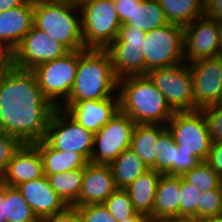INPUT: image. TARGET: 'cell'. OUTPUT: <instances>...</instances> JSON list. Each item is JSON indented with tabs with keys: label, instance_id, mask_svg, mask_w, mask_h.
<instances>
[{
	"label": "cell",
	"instance_id": "cell-1",
	"mask_svg": "<svg viewBox=\"0 0 222 222\" xmlns=\"http://www.w3.org/2000/svg\"><path fill=\"white\" fill-rule=\"evenodd\" d=\"M56 107L46 99L34 72L13 66L0 74V130L23 144L45 138Z\"/></svg>",
	"mask_w": 222,
	"mask_h": 222
},
{
	"label": "cell",
	"instance_id": "cell-2",
	"mask_svg": "<svg viewBox=\"0 0 222 222\" xmlns=\"http://www.w3.org/2000/svg\"><path fill=\"white\" fill-rule=\"evenodd\" d=\"M117 93L120 111L136 124L167 125L174 114L147 74L118 79Z\"/></svg>",
	"mask_w": 222,
	"mask_h": 222
},
{
	"label": "cell",
	"instance_id": "cell-3",
	"mask_svg": "<svg viewBox=\"0 0 222 222\" xmlns=\"http://www.w3.org/2000/svg\"><path fill=\"white\" fill-rule=\"evenodd\" d=\"M118 92V78L106 50H79V63L69 98L63 104L84 100H102Z\"/></svg>",
	"mask_w": 222,
	"mask_h": 222
},
{
	"label": "cell",
	"instance_id": "cell-4",
	"mask_svg": "<svg viewBox=\"0 0 222 222\" xmlns=\"http://www.w3.org/2000/svg\"><path fill=\"white\" fill-rule=\"evenodd\" d=\"M33 26L69 51L85 49L78 0H34Z\"/></svg>",
	"mask_w": 222,
	"mask_h": 222
},
{
	"label": "cell",
	"instance_id": "cell-5",
	"mask_svg": "<svg viewBox=\"0 0 222 222\" xmlns=\"http://www.w3.org/2000/svg\"><path fill=\"white\" fill-rule=\"evenodd\" d=\"M85 49L106 50L122 25L114 0H78Z\"/></svg>",
	"mask_w": 222,
	"mask_h": 222
},
{
	"label": "cell",
	"instance_id": "cell-6",
	"mask_svg": "<svg viewBox=\"0 0 222 222\" xmlns=\"http://www.w3.org/2000/svg\"><path fill=\"white\" fill-rule=\"evenodd\" d=\"M142 53L145 74L156 68L184 62V27L168 23L146 32Z\"/></svg>",
	"mask_w": 222,
	"mask_h": 222
},
{
	"label": "cell",
	"instance_id": "cell-7",
	"mask_svg": "<svg viewBox=\"0 0 222 222\" xmlns=\"http://www.w3.org/2000/svg\"><path fill=\"white\" fill-rule=\"evenodd\" d=\"M79 63V50L69 51L61 58L40 64L32 69L43 96L55 107L68 98Z\"/></svg>",
	"mask_w": 222,
	"mask_h": 222
},
{
	"label": "cell",
	"instance_id": "cell-8",
	"mask_svg": "<svg viewBox=\"0 0 222 222\" xmlns=\"http://www.w3.org/2000/svg\"><path fill=\"white\" fill-rule=\"evenodd\" d=\"M166 126L178 149L191 152L200 161H207L212 140L202 110L174 112Z\"/></svg>",
	"mask_w": 222,
	"mask_h": 222
},
{
	"label": "cell",
	"instance_id": "cell-9",
	"mask_svg": "<svg viewBox=\"0 0 222 222\" xmlns=\"http://www.w3.org/2000/svg\"><path fill=\"white\" fill-rule=\"evenodd\" d=\"M94 135L64 109L56 107L50 118L44 140L58 151L80 153L90 162Z\"/></svg>",
	"mask_w": 222,
	"mask_h": 222
},
{
	"label": "cell",
	"instance_id": "cell-10",
	"mask_svg": "<svg viewBox=\"0 0 222 222\" xmlns=\"http://www.w3.org/2000/svg\"><path fill=\"white\" fill-rule=\"evenodd\" d=\"M147 75L174 112L194 111L193 77L188 63L156 68Z\"/></svg>",
	"mask_w": 222,
	"mask_h": 222
},
{
	"label": "cell",
	"instance_id": "cell-11",
	"mask_svg": "<svg viewBox=\"0 0 222 222\" xmlns=\"http://www.w3.org/2000/svg\"><path fill=\"white\" fill-rule=\"evenodd\" d=\"M135 122L120 110L94 135L90 162L110 165L125 149L130 148Z\"/></svg>",
	"mask_w": 222,
	"mask_h": 222
},
{
	"label": "cell",
	"instance_id": "cell-12",
	"mask_svg": "<svg viewBox=\"0 0 222 222\" xmlns=\"http://www.w3.org/2000/svg\"><path fill=\"white\" fill-rule=\"evenodd\" d=\"M193 77L194 111L222 103V55L189 64Z\"/></svg>",
	"mask_w": 222,
	"mask_h": 222
},
{
	"label": "cell",
	"instance_id": "cell-13",
	"mask_svg": "<svg viewBox=\"0 0 222 222\" xmlns=\"http://www.w3.org/2000/svg\"><path fill=\"white\" fill-rule=\"evenodd\" d=\"M69 50L57 40L34 26L14 49V66L30 69L63 57Z\"/></svg>",
	"mask_w": 222,
	"mask_h": 222
},
{
	"label": "cell",
	"instance_id": "cell-14",
	"mask_svg": "<svg viewBox=\"0 0 222 222\" xmlns=\"http://www.w3.org/2000/svg\"><path fill=\"white\" fill-rule=\"evenodd\" d=\"M222 55L218 28L214 19L205 16L184 26V62Z\"/></svg>",
	"mask_w": 222,
	"mask_h": 222
},
{
	"label": "cell",
	"instance_id": "cell-15",
	"mask_svg": "<svg viewBox=\"0 0 222 222\" xmlns=\"http://www.w3.org/2000/svg\"><path fill=\"white\" fill-rule=\"evenodd\" d=\"M64 109L81 126L97 133L120 110L119 96L114 95L102 100H84L75 104H62Z\"/></svg>",
	"mask_w": 222,
	"mask_h": 222
},
{
	"label": "cell",
	"instance_id": "cell-16",
	"mask_svg": "<svg viewBox=\"0 0 222 222\" xmlns=\"http://www.w3.org/2000/svg\"><path fill=\"white\" fill-rule=\"evenodd\" d=\"M42 222L45 218L64 211L68 205L53 190L46 175L21 183L16 187Z\"/></svg>",
	"mask_w": 222,
	"mask_h": 222
},
{
	"label": "cell",
	"instance_id": "cell-17",
	"mask_svg": "<svg viewBox=\"0 0 222 222\" xmlns=\"http://www.w3.org/2000/svg\"><path fill=\"white\" fill-rule=\"evenodd\" d=\"M42 176L43 162L37 147L34 144H22L14 153L1 178L4 185L17 187Z\"/></svg>",
	"mask_w": 222,
	"mask_h": 222
},
{
	"label": "cell",
	"instance_id": "cell-18",
	"mask_svg": "<svg viewBox=\"0 0 222 222\" xmlns=\"http://www.w3.org/2000/svg\"><path fill=\"white\" fill-rule=\"evenodd\" d=\"M116 189L110 165L89 162L84 168L82 188L75 206L104 203Z\"/></svg>",
	"mask_w": 222,
	"mask_h": 222
},
{
	"label": "cell",
	"instance_id": "cell-19",
	"mask_svg": "<svg viewBox=\"0 0 222 222\" xmlns=\"http://www.w3.org/2000/svg\"><path fill=\"white\" fill-rule=\"evenodd\" d=\"M34 24V0L0 13V40L13 50Z\"/></svg>",
	"mask_w": 222,
	"mask_h": 222
},
{
	"label": "cell",
	"instance_id": "cell-20",
	"mask_svg": "<svg viewBox=\"0 0 222 222\" xmlns=\"http://www.w3.org/2000/svg\"><path fill=\"white\" fill-rule=\"evenodd\" d=\"M181 176L162 174L156 189L152 221L179 218Z\"/></svg>",
	"mask_w": 222,
	"mask_h": 222
},
{
	"label": "cell",
	"instance_id": "cell-21",
	"mask_svg": "<svg viewBox=\"0 0 222 222\" xmlns=\"http://www.w3.org/2000/svg\"><path fill=\"white\" fill-rule=\"evenodd\" d=\"M118 79L126 76L145 75V58L142 45L110 44L106 49Z\"/></svg>",
	"mask_w": 222,
	"mask_h": 222
},
{
	"label": "cell",
	"instance_id": "cell-22",
	"mask_svg": "<svg viewBox=\"0 0 222 222\" xmlns=\"http://www.w3.org/2000/svg\"><path fill=\"white\" fill-rule=\"evenodd\" d=\"M167 128L161 124H135L130 149L149 169L156 171L159 135Z\"/></svg>",
	"mask_w": 222,
	"mask_h": 222
},
{
	"label": "cell",
	"instance_id": "cell-23",
	"mask_svg": "<svg viewBox=\"0 0 222 222\" xmlns=\"http://www.w3.org/2000/svg\"><path fill=\"white\" fill-rule=\"evenodd\" d=\"M162 173L149 169L135 181L124 188L134 209L152 220V210L155 203L156 189Z\"/></svg>",
	"mask_w": 222,
	"mask_h": 222
},
{
	"label": "cell",
	"instance_id": "cell-24",
	"mask_svg": "<svg viewBox=\"0 0 222 222\" xmlns=\"http://www.w3.org/2000/svg\"><path fill=\"white\" fill-rule=\"evenodd\" d=\"M42 158L44 175L59 174L85 168L89 161L80 153L63 152L52 148L44 139L33 143Z\"/></svg>",
	"mask_w": 222,
	"mask_h": 222
},
{
	"label": "cell",
	"instance_id": "cell-25",
	"mask_svg": "<svg viewBox=\"0 0 222 222\" xmlns=\"http://www.w3.org/2000/svg\"><path fill=\"white\" fill-rule=\"evenodd\" d=\"M114 182L117 188H126L149 168L128 148L125 149L111 164Z\"/></svg>",
	"mask_w": 222,
	"mask_h": 222
},
{
	"label": "cell",
	"instance_id": "cell-26",
	"mask_svg": "<svg viewBox=\"0 0 222 222\" xmlns=\"http://www.w3.org/2000/svg\"><path fill=\"white\" fill-rule=\"evenodd\" d=\"M168 23L181 26L204 16V0H158Z\"/></svg>",
	"mask_w": 222,
	"mask_h": 222
},
{
	"label": "cell",
	"instance_id": "cell-27",
	"mask_svg": "<svg viewBox=\"0 0 222 222\" xmlns=\"http://www.w3.org/2000/svg\"><path fill=\"white\" fill-rule=\"evenodd\" d=\"M84 168L46 175L53 190L68 206H75L82 188Z\"/></svg>",
	"mask_w": 222,
	"mask_h": 222
},
{
	"label": "cell",
	"instance_id": "cell-28",
	"mask_svg": "<svg viewBox=\"0 0 222 222\" xmlns=\"http://www.w3.org/2000/svg\"><path fill=\"white\" fill-rule=\"evenodd\" d=\"M168 24L158 0H141L125 25L134 26L145 33Z\"/></svg>",
	"mask_w": 222,
	"mask_h": 222
},
{
	"label": "cell",
	"instance_id": "cell-29",
	"mask_svg": "<svg viewBox=\"0 0 222 222\" xmlns=\"http://www.w3.org/2000/svg\"><path fill=\"white\" fill-rule=\"evenodd\" d=\"M4 215L6 222H41L16 187L5 185Z\"/></svg>",
	"mask_w": 222,
	"mask_h": 222
},
{
	"label": "cell",
	"instance_id": "cell-30",
	"mask_svg": "<svg viewBox=\"0 0 222 222\" xmlns=\"http://www.w3.org/2000/svg\"><path fill=\"white\" fill-rule=\"evenodd\" d=\"M181 177L191 186L197 187L200 192L217 189L222 185V178L213 170L207 161H201Z\"/></svg>",
	"mask_w": 222,
	"mask_h": 222
},
{
	"label": "cell",
	"instance_id": "cell-31",
	"mask_svg": "<svg viewBox=\"0 0 222 222\" xmlns=\"http://www.w3.org/2000/svg\"><path fill=\"white\" fill-rule=\"evenodd\" d=\"M176 151H178L177 144L172 133L166 128L158 139L156 172L165 174L175 164Z\"/></svg>",
	"mask_w": 222,
	"mask_h": 222
},
{
	"label": "cell",
	"instance_id": "cell-32",
	"mask_svg": "<svg viewBox=\"0 0 222 222\" xmlns=\"http://www.w3.org/2000/svg\"><path fill=\"white\" fill-rule=\"evenodd\" d=\"M111 215L117 222L126 220L134 216L137 211L132 205L127 191L123 188H117L104 202Z\"/></svg>",
	"mask_w": 222,
	"mask_h": 222
},
{
	"label": "cell",
	"instance_id": "cell-33",
	"mask_svg": "<svg viewBox=\"0 0 222 222\" xmlns=\"http://www.w3.org/2000/svg\"><path fill=\"white\" fill-rule=\"evenodd\" d=\"M222 214V185L217 189H211L200 193L197 204V219L202 220L210 216Z\"/></svg>",
	"mask_w": 222,
	"mask_h": 222
},
{
	"label": "cell",
	"instance_id": "cell-34",
	"mask_svg": "<svg viewBox=\"0 0 222 222\" xmlns=\"http://www.w3.org/2000/svg\"><path fill=\"white\" fill-rule=\"evenodd\" d=\"M200 193L197 187L191 186L181 177L179 218L197 219V204H199Z\"/></svg>",
	"mask_w": 222,
	"mask_h": 222
},
{
	"label": "cell",
	"instance_id": "cell-35",
	"mask_svg": "<svg viewBox=\"0 0 222 222\" xmlns=\"http://www.w3.org/2000/svg\"><path fill=\"white\" fill-rule=\"evenodd\" d=\"M80 222H117L104 203L74 206Z\"/></svg>",
	"mask_w": 222,
	"mask_h": 222
},
{
	"label": "cell",
	"instance_id": "cell-36",
	"mask_svg": "<svg viewBox=\"0 0 222 222\" xmlns=\"http://www.w3.org/2000/svg\"><path fill=\"white\" fill-rule=\"evenodd\" d=\"M22 144L17 137L0 130V177L4 174L8 163Z\"/></svg>",
	"mask_w": 222,
	"mask_h": 222
},
{
	"label": "cell",
	"instance_id": "cell-37",
	"mask_svg": "<svg viewBox=\"0 0 222 222\" xmlns=\"http://www.w3.org/2000/svg\"><path fill=\"white\" fill-rule=\"evenodd\" d=\"M209 127L212 142L222 141V103L202 109Z\"/></svg>",
	"mask_w": 222,
	"mask_h": 222
},
{
	"label": "cell",
	"instance_id": "cell-38",
	"mask_svg": "<svg viewBox=\"0 0 222 222\" xmlns=\"http://www.w3.org/2000/svg\"><path fill=\"white\" fill-rule=\"evenodd\" d=\"M201 161L191 152L178 149L175 156V164L165 173L166 175L182 176L187 171L193 169Z\"/></svg>",
	"mask_w": 222,
	"mask_h": 222
},
{
	"label": "cell",
	"instance_id": "cell-39",
	"mask_svg": "<svg viewBox=\"0 0 222 222\" xmlns=\"http://www.w3.org/2000/svg\"><path fill=\"white\" fill-rule=\"evenodd\" d=\"M146 33L134 26L121 25L117 38L111 44H135L142 45L145 41Z\"/></svg>",
	"mask_w": 222,
	"mask_h": 222
},
{
	"label": "cell",
	"instance_id": "cell-40",
	"mask_svg": "<svg viewBox=\"0 0 222 222\" xmlns=\"http://www.w3.org/2000/svg\"><path fill=\"white\" fill-rule=\"evenodd\" d=\"M141 0H114L117 15L122 25L131 20L132 11L138 6Z\"/></svg>",
	"mask_w": 222,
	"mask_h": 222
},
{
	"label": "cell",
	"instance_id": "cell-41",
	"mask_svg": "<svg viewBox=\"0 0 222 222\" xmlns=\"http://www.w3.org/2000/svg\"><path fill=\"white\" fill-rule=\"evenodd\" d=\"M207 162L213 170L222 178V141L212 142Z\"/></svg>",
	"mask_w": 222,
	"mask_h": 222
},
{
	"label": "cell",
	"instance_id": "cell-42",
	"mask_svg": "<svg viewBox=\"0 0 222 222\" xmlns=\"http://www.w3.org/2000/svg\"><path fill=\"white\" fill-rule=\"evenodd\" d=\"M14 66V50L0 40V74Z\"/></svg>",
	"mask_w": 222,
	"mask_h": 222
},
{
	"label": "cell",
	"instance_id": "cell-43",
	"mask_svg": "<svg viewBox=\"0 0 222 222\" xmlns=\"http://www.w3.org/2000/svg\"><path fill=\"white\" fill-rule=\"evenodd\" d=\"M42 222H80L76 207L68 206L64 211L45 218Z\"/></svg>",
	"mask_w": 222,
	"mask_h": 222
},
{
	"label": "cell",
	"instance_id": "cell-44",
	"mask_svg": "<svg viewBox=\"0 0 222 222\" xmlns=\"http://www.w3.org/2000/svg\"><path fill=\"white\" fill-rule=\"evenodd\" d=\"M204 16L211 19L222 18V0H204Z\"/></svg>",
	"mask_w": 222,
	"mask_h": 222
},
{
	"label": "cell",
	"instance_id": "cell-45",
	"mask_svg": "<svg viewBox=\"0 0 222 222\" xmlns=\"http://www.w3.org/2000/svg\"><path fill=\"white\" fill-rule=\"evenodd\" d=\"M27 0H0V13L23 5Z\"/></svg>",
	"mask_w": 222,
	"mask_h": 222
},
{
	"label": "cell",
	"instance_id": "cell-46",
	"mask_svg": "<svg viewBox=\"0 0 222 222\" xmlns=\"http://www.w3.org/2000/svg\"><path fill=\"white\" fill-rule=\"evenodd\" d=\"M150 219L146 215L137 212L134 216L120 222H148Z\"/></svg>",
	"mask_w": 222,
	"mask_h": 222
},
{
	"label": "cell",
	"instance_id": "cell-47",
	"mask_svg": "<svg viewBox=\"0 0 222 222\" xmlns=\"http://www.w3.org/2000/svg\"><path fill=\"white\" fill-rule=\"evenodd\" d=\"M4 195H5V185L0 189V222H6L4 215Z\"/></svg>",
	"mask_w": 222,
	"mask_h": 222
},
{
	"label": "cell",
	"instance_id": "cell-48",
	"mask_svg": "<svg viewBox=\"0 0 222 222\" xmlns=\"http://www.w3.org/2000/svg\"><path fill=\"white\" fill-rule=\"evenodd\" d=\"M162 222H202L196 218H171L163 220Z\"/></svg>",
	"mask_w": 222,
	"mask_h": 222
},
{
	"label": "cell",
	"instance_id": "cell-49",
	"mask_svg": "<svg viewBox=\"0 0 222 222\" xmlns=\"http://www.w3.org/2000/svg\"><path fill=\"white\" fill-rule=\"evenodd\" d=\"M218 28L220 47L222 51V18L214 19Z\"/></svg>",
	"mask_w": 222,
	"mask_h": 222
},
{
	"label": "cell",
	"instance_id": "cell-50",
	"mask_svg": "<svg viewBox=\"0 0 222 222\" xmlns=\"http://www.w3.org/2000/svg\"><path fill=\"white\" fill-rule=\"evenodd\" d=\"M202 222H222V214L218 216H210L201 220Z\"/></svg>",
	"mask_w": 222,
	"mask_h": 222
},
{
	"label": "cell",
	"instance_id": "cell-51",
	"mask_svg": "<svg viewBox=\"0 0 222 222\" xmlns=\"http://www.w3.org/2000/svg\"><path fill=\"white\" fill-rule=\"evenodd\" d=\"M3 182H2V178L0 177V189L3 187Z\"/></svg>",
	"mask_w": 222,
	"mask_h": 222
},
{
	"label": "cell",
	"instance_id": "cell-52",
	"mask_svg": "<svg viewBox=\"0 0 222 222\" xmlns=\"http://www.w3.org/2000/svg\"><path fill=\"white\" fill-rule=\"evenodd\" d=\"M148 222H162V221H152V220H149Z\"/></svg>",
	"mask_w": 222,
	"mask_h": 222
}]
</instances>
